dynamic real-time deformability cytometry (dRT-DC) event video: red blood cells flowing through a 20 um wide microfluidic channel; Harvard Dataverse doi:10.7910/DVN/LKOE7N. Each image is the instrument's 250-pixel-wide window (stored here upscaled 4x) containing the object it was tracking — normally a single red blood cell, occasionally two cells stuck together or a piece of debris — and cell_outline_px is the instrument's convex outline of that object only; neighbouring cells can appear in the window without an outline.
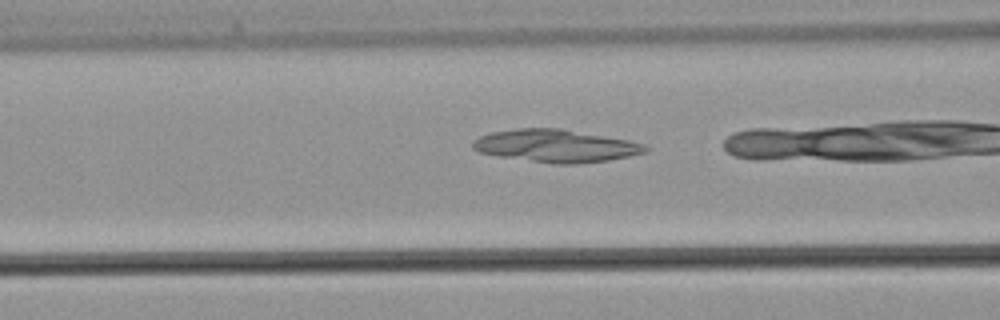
{"species": "common noctule bat (a hibernating species)", "species_latin": "Nyctalus noctula", "temperature_condition": "warm", "stored_images_in_passage": 31, "camera_frame_rate_fps": 3000, "um_per_image_px": 0.085, "animal": {"sex": "male", "body_mass_g": 21.5, "forearm_length_mm": 52.0}, "frame": {"image": 1, "passage_image": 14, "time_ms": 4.333, "image_size_px": [1000, 320], "cell_outline_px": [[648, 152], [608, 160], [576, 164], [556, 164], [500, 156], [476, 152], [472, 148], [472, 140], [480, 136], [492, 132], [516, 128], [560, 128], [628, 140], [644, 144], [648, 148]], "centroid_in_image_um": [47.22, 12.39], "position_along_channel_um": 119.4, "area_um2": 32.71}}